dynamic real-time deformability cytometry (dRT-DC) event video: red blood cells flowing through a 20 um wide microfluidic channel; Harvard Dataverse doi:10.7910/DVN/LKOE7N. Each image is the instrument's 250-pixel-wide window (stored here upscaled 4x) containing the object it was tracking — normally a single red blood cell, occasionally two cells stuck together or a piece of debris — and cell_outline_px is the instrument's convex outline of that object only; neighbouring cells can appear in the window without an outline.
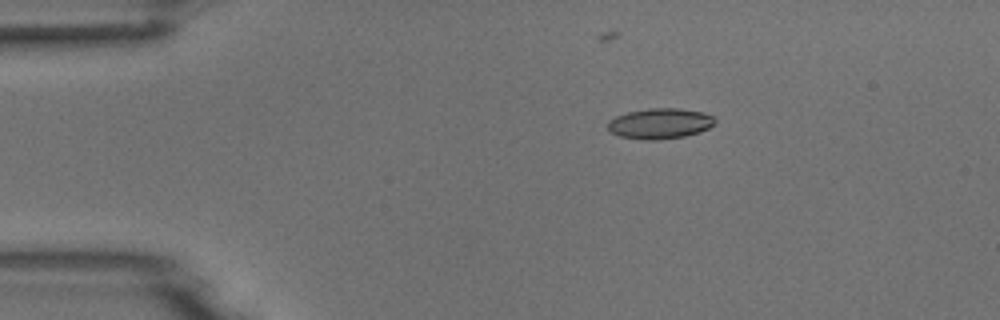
{"species": "common noctule bat (a hibernating species)", "species_latin": "Nyctalus noctula", "temperature_condition": "room temperature", "stored_images_in_passage": 5, "camera_frame_rate_fps": 3000, "um_per_image_px": 0.085, "animal": {"sex": "male", "body_mass_g": 18.8}, "frame": {"image": 1, "passage_image": 1, "time_ms": 0.0, "image_size_px": [1000, 320], "cell_outline_px": [[716, 124], [700, 132], [684, 136], [656, 140], [644, 140], [620, 136], [608, 132], [608, 120], [616, 116], [628, 112], [648, 108], [680, 108], [704, 112], [716, 116]], "centroid_in_image_um": [56.12, 10.49], "position_along_channel_um": 28.9, "area_um2": 19.36}}
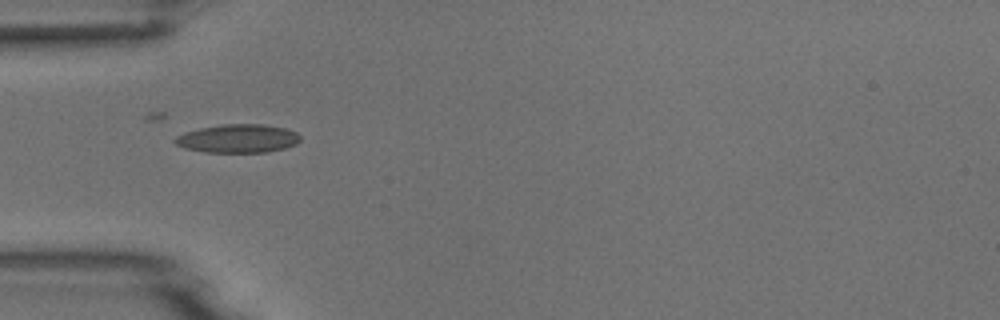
{"frame": {"image": 2, "passage_image": 3, "time_ms": 2.333, "image_size_px": [1000, 320], "cell_outline_px": [[300, 140], [296, 144], [284, 148], [268, 152], [204, 152], [184, 148], [176, 144], [172, 140], [176, 136], [184, 132], [200, 128], [224, 124], [264, 124], [288, 128], [296, 132], [300, 136]], "centroid_in_image_um": [20.22, 11.77], "position_along_channel_um": 64.8, "area_um2": 20.92}}
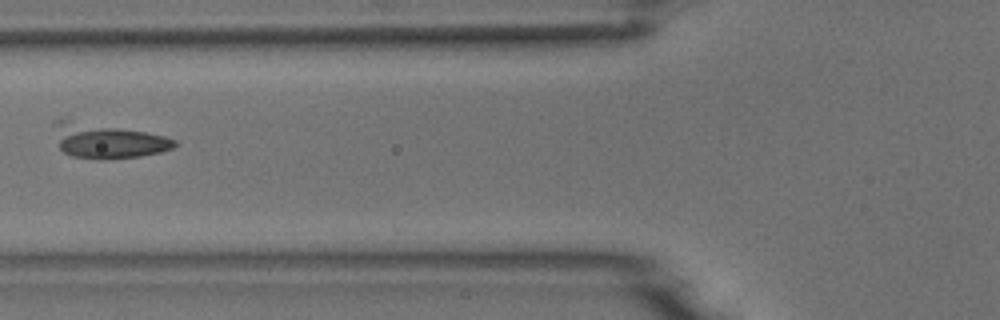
{"frame": {"image": 3, "passage_image": 4, "time_ms": 3.667, "image_size_px": [1000, 320], "cell_outline_px": [[180, 144], [172, 148], [160, 152], [140, 156], [100, 160], [72, 156], [64, 152], [60, 148], [56, 124], [56, 120], [64, 116], [164, 136], [176, 140]], "centroid_in_image_um": [9.12, 11.94], "position_along_channel_um": 116.7, "area_um2": 24.57}}